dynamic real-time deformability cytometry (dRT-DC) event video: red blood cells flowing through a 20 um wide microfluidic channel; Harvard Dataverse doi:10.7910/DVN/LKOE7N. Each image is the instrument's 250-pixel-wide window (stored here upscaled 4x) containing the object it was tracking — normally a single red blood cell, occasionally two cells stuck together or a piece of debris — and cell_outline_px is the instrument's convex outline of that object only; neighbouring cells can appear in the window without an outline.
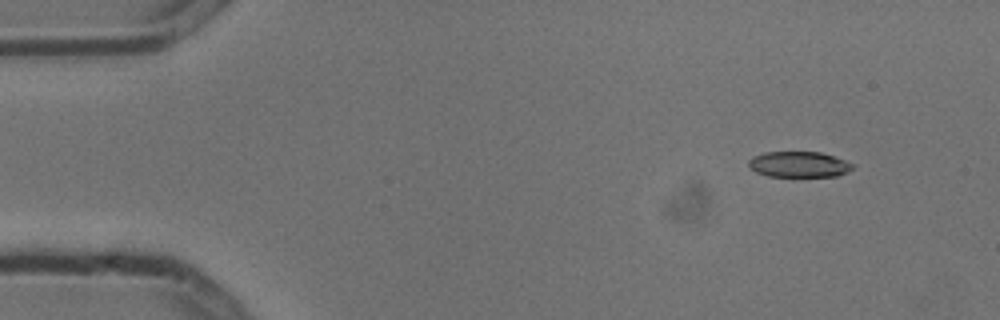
{"species": "common noctule bat (a hibernating species)", "species_latin": "Nyctalus noctula", "temperature_condition": "cold", "stored_images_in_passage": 3, "camera_frame_rate_fps": 3000, "um_per_image_px": 0.085, "animal": {"sex": "male", "body_mass_g": 13.3}, "frame": {"image": 1, "passage_image": 1, "time_ms": 0.0, "image_size_px": [1000, 320], "cell_outline_px": [[852, 168], [836, 176], [768, 176], [756, 172], [748, 164], [748, 160], [752, 156], [764, 152], [820, 152], [844, 160], [852, 164]], "centroid_in_image_um": [67.84, 13.96], "position_along_channel_um": 17.2, "area_um2": 15.32}}
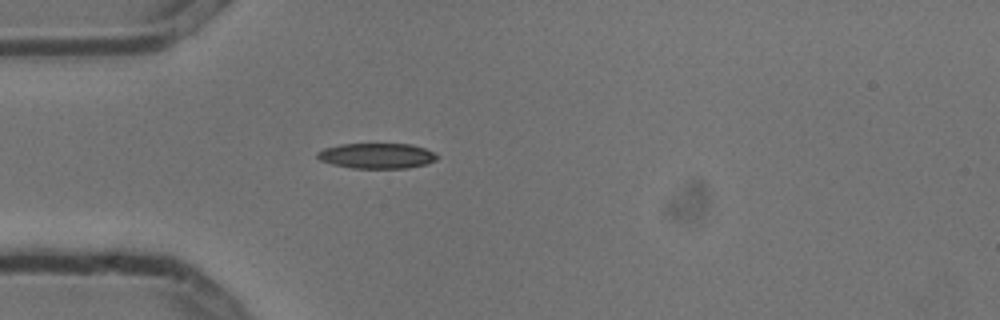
{"frame": {"image": 2, "passage_image": 3, "time_ms": 0.667, "image_size_px": [1000, 320], "cell_outline_px": [[440, 156], [436, 160], [428, 164], [408, 168], [352, 168], [332, 164], [320, 160], [316, 156], [316, 152], [324, 148], [340, 144], [412, 144], [424, 148]], "centroid_in_image_um": [32.04, 13.24], "position_along_channel_um": 53.0, "area_um2": 17.8}}